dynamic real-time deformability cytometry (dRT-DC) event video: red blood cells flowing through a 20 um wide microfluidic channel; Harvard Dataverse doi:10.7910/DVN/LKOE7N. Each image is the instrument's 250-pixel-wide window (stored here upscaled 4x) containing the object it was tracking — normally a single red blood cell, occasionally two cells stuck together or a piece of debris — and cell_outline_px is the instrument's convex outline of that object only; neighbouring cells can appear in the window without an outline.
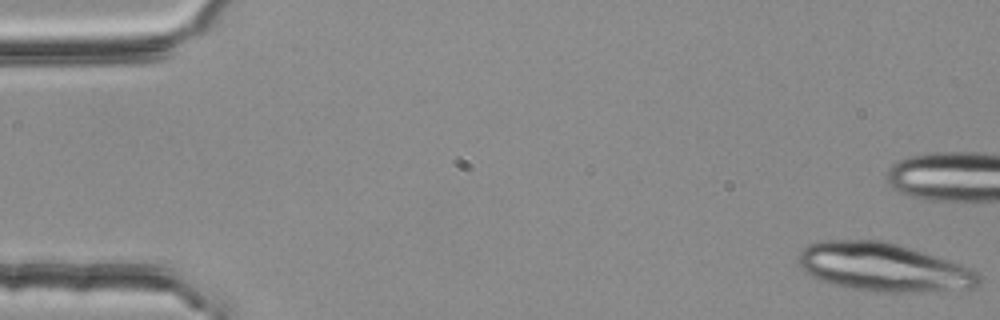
{"species": "common noctule bat (a hibernating species)", "species_latin": "Nyctalus noctula", "temperature_condition": "room temperature", "stored_images_in_passage": 15, "camera_frame_rate_fps": 3000, "um_per_image_px": 0.085, "animal": {"sex": "female", "body_mass_g": 25.1}, "frame": {"image": 1, "passage_image": 1, "time_ms": 0.0, "image_size_px": [1000, 320], "cell_outline_px": [[980, 284], [976, 288], [912, 292], [884, 292], [852, 288], [820, 280], [804, 272], [800, 268], [800, 252], [808, 244], [824, 240], [888, 240], [972, 268], [980, 276]], "centroid_in_image_um": [75.12, 22.7], "position_along_channel_um": 9.9, "area_um2": 50.69}}